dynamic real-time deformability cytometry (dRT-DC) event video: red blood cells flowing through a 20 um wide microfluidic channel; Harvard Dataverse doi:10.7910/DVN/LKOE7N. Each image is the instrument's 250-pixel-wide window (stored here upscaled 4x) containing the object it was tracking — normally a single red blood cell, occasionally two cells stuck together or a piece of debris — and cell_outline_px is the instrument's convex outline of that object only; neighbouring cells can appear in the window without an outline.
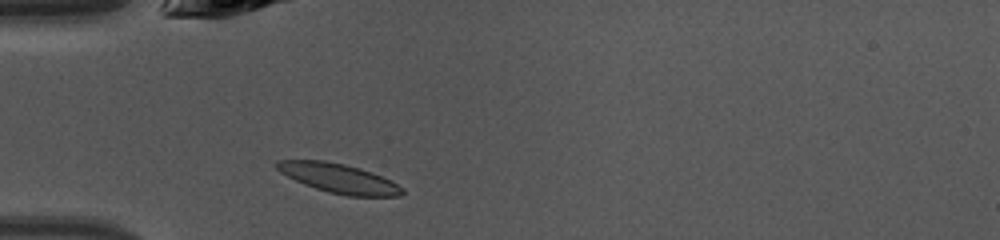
{"species": "common noctule bat (a hibernating species)", "species_latin": "Nyctalus noctula", "temperature_condition": "warm", "stored_images_in_passage": 35, "camera_frame_rate_fps": 3000, "um_per_image_px": 0.085, "animal": {"sex": "female", "body_mass_g": 10.0, "forearm_length_mm": 53.1}, "frame": {"image": 1, "passage_image": 3, "time_ms": 0.667, "image_size_px": [1000, 240], "cell_outline_px": [[404, 192], [400, 196], [348, 196], [328, 192], [304, 184], [280, 172], [276, 168], [276, 160], [324, 160], [344, 164], [360, 168], [380, 176], [404, 188]], "centroid_in_image_um": [28.78, 15.15], "position_along_channel_um": 56.2, "area_um2": 21.15}}
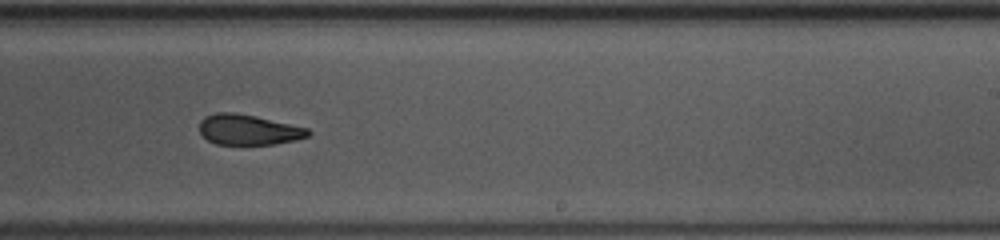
{"frame": {"image": 2, "passage_image": 18, "time_ms": 5.667, "image_size_px": [1000, 240], "cell_outline_px": [[312, 132], [308, 136], [296, 140], [276, 144], [216, 144], [208, 140], [200, 132], [200, 120], [204, 116], [216, 112], [232, 112], [256, 116], [308, 128]], "centroid_in_image_um": [21.12, 11.02], "position_along_channel_um": 267.9, "area_um2": 19.25}}
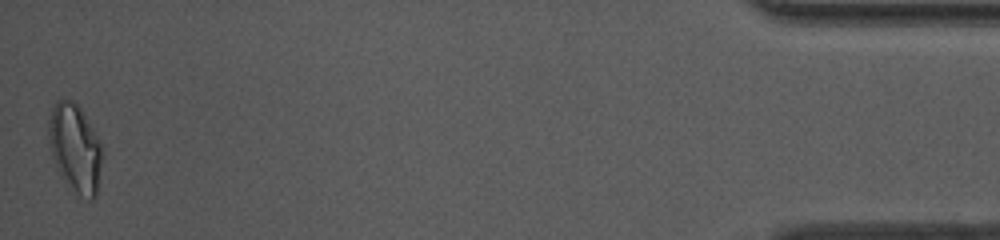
{"frame": {"image": 3, "passage_image": 35, "time_ms": 11.333, "image_size_px": [1000, 240], "cell_outline_px": [[104, 156], [96, 196], [92, 200], [88, 200], [80, 196], [64, 180], [52, 156], [48, 140], [48, 120], [52, 108], [56, 100], [72, 100], [80, 108], [100, 140]], "centroid_in_image_um": [6.41, 12.6], "position_along_channel_um": 428.8, "area_um2": 27.63}, "authors_computed_cell_mechanics": {"area_um2": 20.6924, "velocity_mm_per_s": 4.3407, "shape_relaxation_time_tau1_ms": null, "shape_relaxation_time_tau2_ms": 2.5121, "deformation_change_tau1": null, "deformation_change_tau2": 0.0873}}